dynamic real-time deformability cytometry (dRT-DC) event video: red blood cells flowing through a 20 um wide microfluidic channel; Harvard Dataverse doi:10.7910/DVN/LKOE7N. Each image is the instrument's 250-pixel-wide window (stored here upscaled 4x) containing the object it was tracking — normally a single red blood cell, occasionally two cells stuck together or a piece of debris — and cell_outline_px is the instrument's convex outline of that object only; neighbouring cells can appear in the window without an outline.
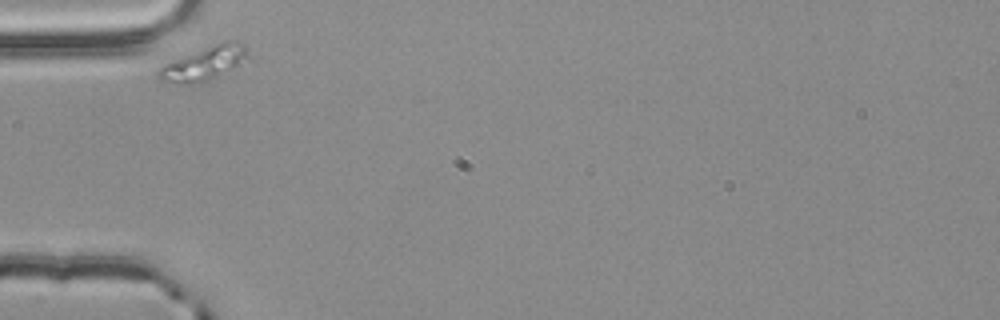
{"species": "common noctule bat (a hibernating species)", "species_latin": "Nyctalus noctula", "temperature_condition": "room temperature", "stored_images_in_passage": 32, "camera_frame_rate_fps": 3000, "um_per_image_px": 0.085, "animal": {"sex": "male", "body_mass_g": 20.4}, "frame": {"image": 1, "passage_image": 1, "time_ms": 0.0, "image_size_px": [1000, 320], "cell_outline_px": [[248, 56], [208, 84], [180, 84], [160, 80], [156, 76], [156, 72], [164, 64], [216, 44], [228, 44], [244, 48]], "centroid_in_image_um": [17.19, 5.53], "position_along_channel_um": 67.8, "area_um2": 16.47}}
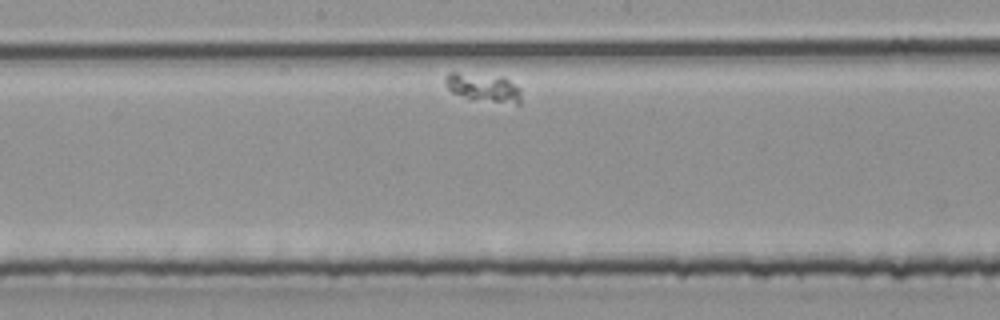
{"frame": {"image": 2, "passage_image": 15, "time_ms": 4.667, "image_size_px": [1000, 320], "cell_outline_px": [[520, 104], [516, 104], [472, 100], [452, 92], [444, 84], [444, 76], [448, 72], [456, 72], [504, 76], [520, 88]], "centroid_in_image_um": [41.07, 7.43], "position_along_channel_um": 207.1, "area_um2": 12.95}}
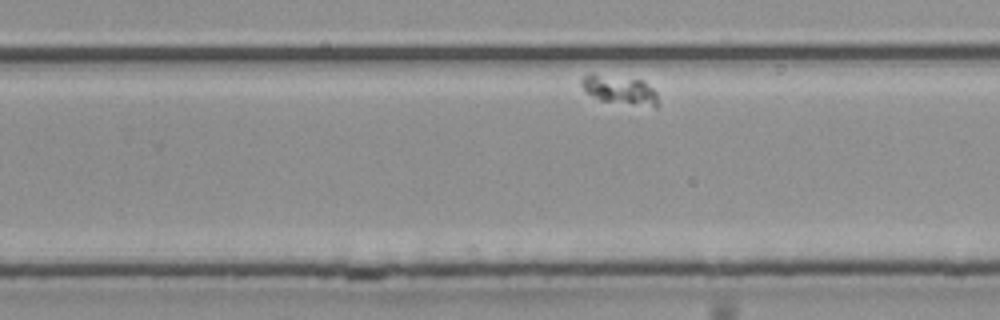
{"frame": {"image": 3, "passage_image": 22, "time_ms": 7.0, "image_size_px": [1000, 320], "cell_outline_px": [[656, 108], [600, 100], [584, 92], [580, 84], [580, 80], [584, 76], [592, 72], [644, 80], [656, 88]], "centroid_in_image_um": [52.66, 7.61], "position_along_channel_um": 277.1, "area_um2": 13.35}}